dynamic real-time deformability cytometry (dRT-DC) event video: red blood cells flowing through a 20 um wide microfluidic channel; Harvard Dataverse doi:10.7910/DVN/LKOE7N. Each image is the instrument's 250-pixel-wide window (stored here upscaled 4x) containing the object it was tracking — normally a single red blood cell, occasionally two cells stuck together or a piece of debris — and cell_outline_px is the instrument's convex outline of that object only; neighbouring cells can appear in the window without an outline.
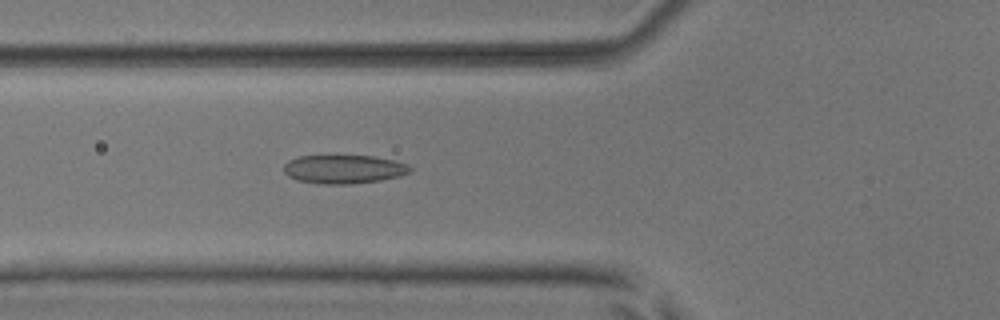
{"species": "common noctule bat (a hibernating species)", "species_latin": "Nyctalus noctula", "temperature_condition": "room temperature", "stored_images_in_passage": 53, "camera_frame_rate_fps": 3000, "um_per_image_px": 0.085, "animal": {"sex": "male", "body_mass_g": 17.9, "forearm_length_mm": 54.2}, "frame": {"image": 1, "passage_image": 20, "time_ms": 6.333, "image_size_px": [1000, 320], "cell_outline_px": [[412, 172], [400, 176], [380, 180], [348, 184], [324, 184], [296, 180], [288, 176], [284, 172], [284, 164], [288, 160], [300, 156], [376, 156], [408, 164], [412, 168]], "centroid_in_image_um": [29.23, 14.38], "position_along_channel_um": 96.6, "area_um2": 21.1}}
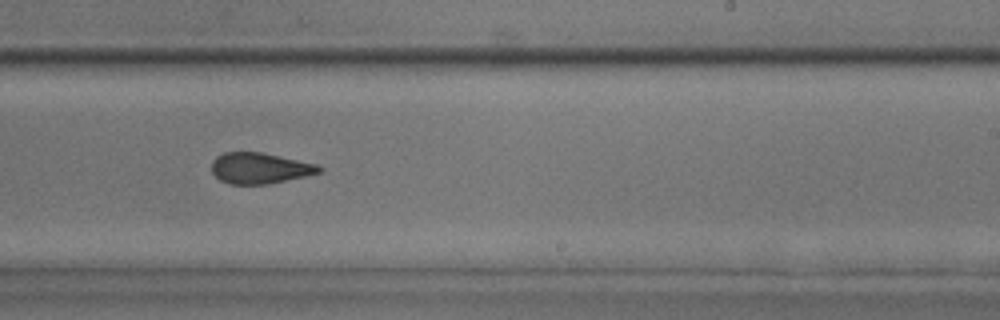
{"frame": {"image": 2, "passage_image": 33, "time_ms": 10.667, "image_size_px": [1000, 320], "cell_outline_px": [[324, 168], [320, 172], [304, 176], [268, 184], [228, 184], [220, 180], [212, 172], [212, 160], [216, 156], [224, 152], [260, 152], [320, 164]], "centroid_in_image_um": [22.09, 14.29], "position_along_channel_um": 266.9, "area_um2": 19.42}}
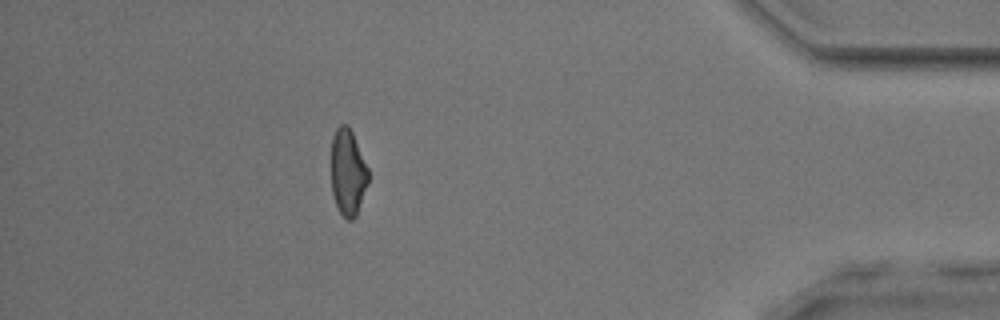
{"frame": {"image": 3, "passage_image": 47, "time_ms": 15.333, "image_size_px": [1000, 320], "cell_outline_px": [[368, 180], [356, 216], [352, 220], [348, 220], [340, 212], [336, 204], [332, 192], [332, 136], [336, 128], [340, 124], [348, 124], [352, 132], [368, 168]], "centroid_in_image_um": [29.56, 14.62], "position_along_channel_um": 405.6, "area_um2": 18.38}, "authors_computed_cell_mechanics": {"area_um2": 20.519, "velocity_mm_per_s": 3.9425, "shape_relaxation_time_tau1_ms": 6.186, "shape_relaxation_time_tau2_ms": 1.9474, "deformation_change_tau1": 0.1387, "deformation_change_tau2": 0.0997}}